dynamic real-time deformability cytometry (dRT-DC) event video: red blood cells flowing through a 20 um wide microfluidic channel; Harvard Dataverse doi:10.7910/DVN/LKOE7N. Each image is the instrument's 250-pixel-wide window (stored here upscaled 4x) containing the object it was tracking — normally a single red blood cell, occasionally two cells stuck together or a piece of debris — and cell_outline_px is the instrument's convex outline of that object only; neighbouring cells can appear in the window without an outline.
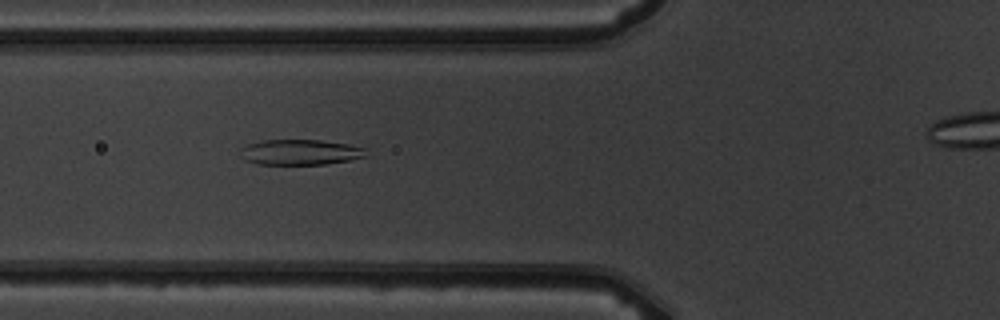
{"species": "common noctule bat (a hibernating species)", "species_latin": "Nyctalus noctula", "temperature_condition": "warm", "stored_images_in_passage": 5, "camera_frame_rate_fps": 3000, "um_per_image_px": 0.085, "animal": {"sex": "male", "body_mass_g": 19.5, "forearm_length_mm": 54.6}, "frame": {"image": 1, "passage_image": 4, "time_ms": 4.333, "image_size_px": [1000, 320], "cell_outline_px": [[368, 156], [348, 160], [324, 164], [256, 164], [244, 160], [240, 148], [248, 144], [264, 140], [320, 140], [348, 144], [364, 148]], "centroid_in_image_um": [25.51, 12.93], "position_along_channel_um": 100.3, "area_um2": 18.5}}